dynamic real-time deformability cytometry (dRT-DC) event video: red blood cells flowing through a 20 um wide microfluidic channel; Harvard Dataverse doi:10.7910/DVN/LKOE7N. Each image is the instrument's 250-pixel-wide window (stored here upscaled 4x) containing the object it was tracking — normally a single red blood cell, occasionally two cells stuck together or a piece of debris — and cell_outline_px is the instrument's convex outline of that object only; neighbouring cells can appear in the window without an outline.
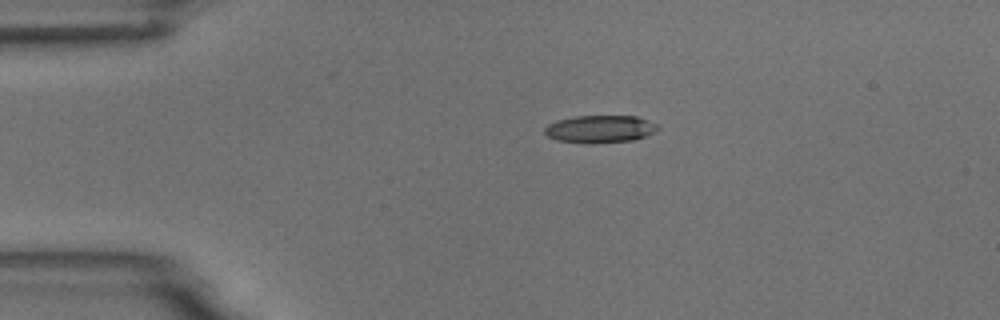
{"species": "common noctule bat (a hibernating species)", "species_latin": "Nyctalus noctula", "temperature_condition": "room temperature", "stored_images_in_passage": 2, "camera_frame_rate_fps": 3000, "um_per_image_px": 0.085, "animal": {"sex": "male", "body_mass_g": 18.8}, "frame": {"image": 1, "passage_image": 1, "time_ms": 0.0, "image_size_px": [1000, 320], "cell_outline_px": [[660, 128], [656, 132], [632, 140], [556, 140], [548, 136], [544, 132], [544, 128], [548, 124], [556, 120], [576, 116], [636, 116], [648, 120], [656, 124]], "centroid_in_image_um": [51.03, 10.9], "position_along_channel_um": 34.0, "area_um2": 17.11}}